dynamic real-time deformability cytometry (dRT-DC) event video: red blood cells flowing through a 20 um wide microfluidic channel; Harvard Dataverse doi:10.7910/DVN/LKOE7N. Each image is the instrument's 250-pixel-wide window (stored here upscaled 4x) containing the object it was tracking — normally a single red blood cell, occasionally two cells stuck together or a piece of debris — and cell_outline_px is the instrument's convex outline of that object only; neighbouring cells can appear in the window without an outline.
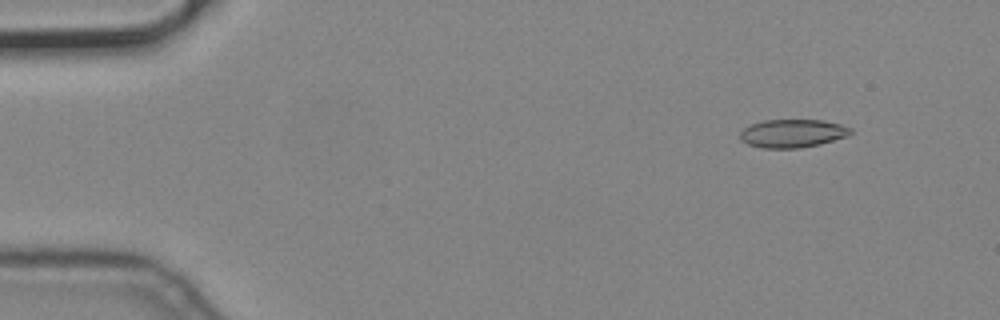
{"species": "common noctule bat (a hibernating species)", "species_latin": "Nyctalus noctula", "temperature_condition": "cold", "stored_images_in_passage": 6, "camera_frame_rate_fps": 3000, "um_per_image_px": 0.085, "animal": {"sex": "male", "body_mass_g": 19.2, "forearm_length_mm": 51.8}, "frame": {"image": 1, "passage_image": 2, "time_ms": 0.333, "image_size_px": [1000, 320], "cell_outline_px": [[852, 132], [848, 136], [820, 144], [800, 148], [764, 148], [748, 144], [740, 140], [740, 132], [744, 128], [752, 124], [764, 120], [824, 120], [840, 124], [852, 128]], "centroid_in_image_um": [67.38, 11.34], "position_along_channel_um": 17.6, "area_um2": 18.21}}